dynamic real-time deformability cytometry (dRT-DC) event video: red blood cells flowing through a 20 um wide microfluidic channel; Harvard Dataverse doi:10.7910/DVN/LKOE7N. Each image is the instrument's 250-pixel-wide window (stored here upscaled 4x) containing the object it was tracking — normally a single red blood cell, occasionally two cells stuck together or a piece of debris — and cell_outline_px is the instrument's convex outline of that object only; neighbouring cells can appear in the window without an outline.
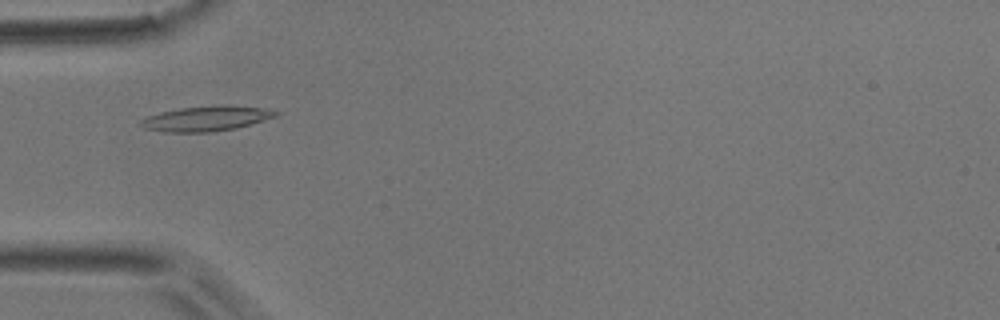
{"species": "common noctule bat (a hibernating species)", "species_latin": "Nyctalus noctula", "temperature_condition": "room temperature", "stored_images_in_passage": 42, "camera_frame_rate_fps": 3000, "um_per_image_px": 0.085, "animal": {"sex": "male", "body_mass_g": 17.9}, "frame": {"image": 1, "passage_image": 7, "time_ms": 2.0, "image_size_px": [1000, 320], "cell_outline_px": [[280, 112], [276, 116], [264, 120], [236, 128], [208, 132], [164, 132], [144, 128], [140, 124], [140, 120], [148, 116], [160, 112], [180, 108], [228, 104], [264, 108]], "centroid_in_image_um": [17.54, 10.07], "position_along_channel_um": 67.5, "area_um2": 19.65}}
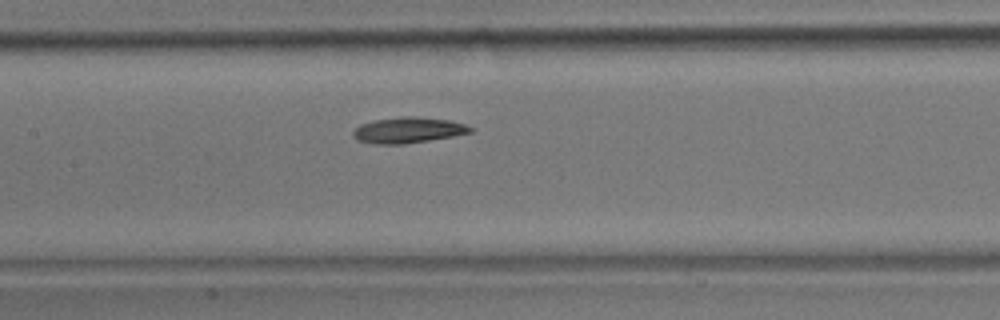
{"frame": {"image": 2, "passage_image": 15, "time_ms": 4.667, "image_size_px": [1000, 320], "cell_outline_px": [[472, 132], [452, 136], [404, 144], [376, 144], [356, 140], [352, 136], [352, 132], [360, 124], [376, 120], [400, 116], [416, 116], [448, 120], [464, 124], [472, 128]], "centroid_in_image_um": [34.64, 11.06], "position_along_channel_um": 172.8, "area_um2": 17.51}}
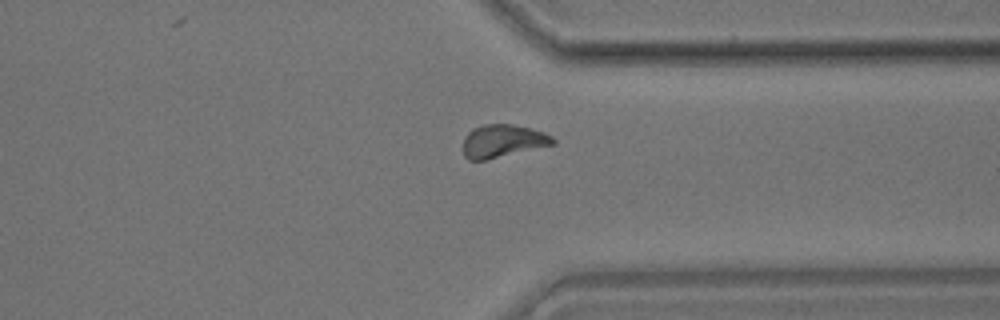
{"frame": {"image": 3, "passage_image": 30, "time_ms": 9.667, "image_size_px": [1000, 320], "cell_outline_px": [[556, 144], [484, 160], [468, 160], [464, 156], [464, 136], [472, 128], [484, 124], [512, 124], [532, 128], [544, 132], [552, 136], [556, 140]], "centroid_in_image_um": [42.75, 11.97], "position_along_channel_um": 368.7, "area_um2": 17.28}, "authors_computed_cell_mechanics": {"area_um2": 17.2244, "velocity_mm_per_s": 3.9417, "shape_relaxation_time_tau1_ms": 7.9876, "shape_relaxation_time_tau2_ms": null, "deformation_change_tau1": 0.1599, "deformation_change_tau2": null}}